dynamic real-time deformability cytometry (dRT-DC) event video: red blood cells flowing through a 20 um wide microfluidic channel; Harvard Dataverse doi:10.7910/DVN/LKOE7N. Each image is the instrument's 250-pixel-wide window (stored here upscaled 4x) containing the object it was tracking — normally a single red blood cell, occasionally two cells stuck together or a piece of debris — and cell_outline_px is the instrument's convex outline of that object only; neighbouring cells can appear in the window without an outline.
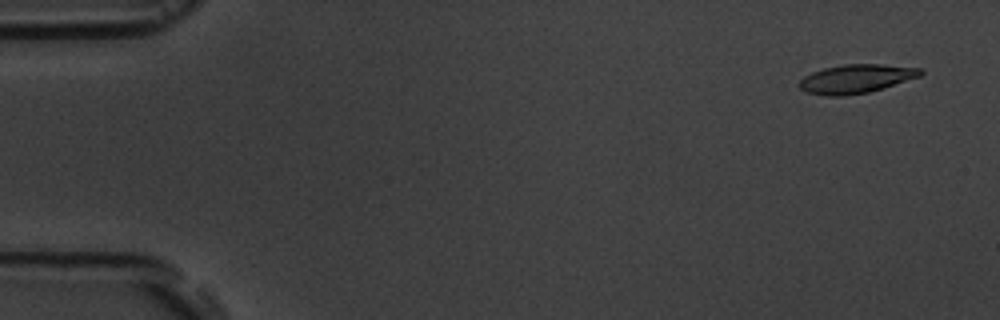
{"species": "common noctule bat (a hibernating species)", "species_latin": "Nyctalus noctula", "temperature_condition": "room temperature", "stored_images_in_passage": 4, "camera_frame_rate_fps": 3000, "um_per_image_px": 0.085, "animal": {"sex": "male", "body_mass_g": 19.5, "forearm_length_mm": 54.6}, "frame": {"image": 1, "passage_image": 1, "time_ms": 0.0, "image_size_px": [1000, 320], "cell_outline_px": [[924, 72], [920, 76], [868, 92], [844, 96], [824, 96], [804, 92], [800, 88], [800, 80], [804, 76], [812, 72], [824, 68], [844, 64], [880, 64], [920, 68]], "centroid_in_image_um": [72.72, 6.7], "position_along_channel_um": 12.3, "area_um2": 20.17}}
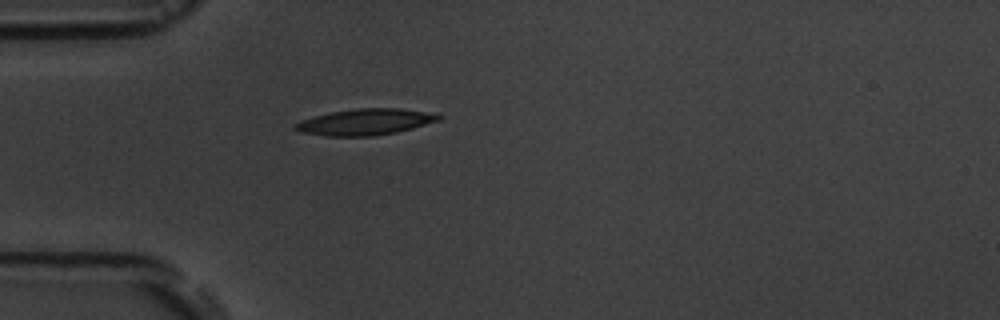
{"frame": {"image": 2, "passage_image": 4, "time_ms": 4.333, "image_size_px": [1000, 320], "cell_outline_px": [[444, 116], [440, 120], [412, 128], [396, 132], [372, 136], [324, 136], [300, 132], [292, 128], [300, 120], [332, 112], [356, 108], [400, 108], [424, 112]], "centroid_in_image_um": [31.02, 10.37], "position_along_channel_um": 54.0, "area_um2": 21.73}}